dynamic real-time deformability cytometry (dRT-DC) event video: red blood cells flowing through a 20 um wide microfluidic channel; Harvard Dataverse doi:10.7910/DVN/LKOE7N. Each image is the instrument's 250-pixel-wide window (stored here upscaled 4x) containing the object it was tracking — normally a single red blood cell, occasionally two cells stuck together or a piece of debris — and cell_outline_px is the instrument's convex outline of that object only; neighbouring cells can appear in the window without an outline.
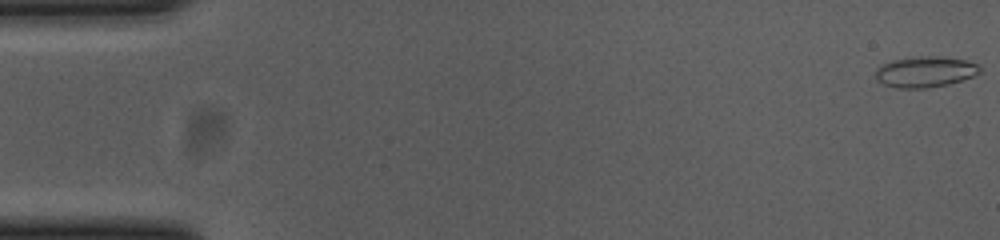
{"species": "common noctule bat (a hibernating species)", "species_latin": "Nyctalus noctula", "temperature_condition": "cold", "stored_images_in_passage": 55, "camera_frame_rate_fps": 3000, "um_per_image_px": 0.085, "animal": {"sex": "female", "body_mass_g": 23.0, "forearm_length_mm": 53.4}, "frame": {"image": 1, "passage_image": 1, "time_ms": 0.0, "image_size_px": [1000, 240], "cell_outline_px": [[980, 72], [972, 76], [948, 84], [928, 88], [896, 88], [884, 84], [876, 80], [876, 68], [892, 60], [920, 56], [936, 56], [964, 60], [980, 64]], "centroid_in_image_um": [78.63, 6.11], "position_along_channel_um": 6.4, "area_um2": 18.61}}
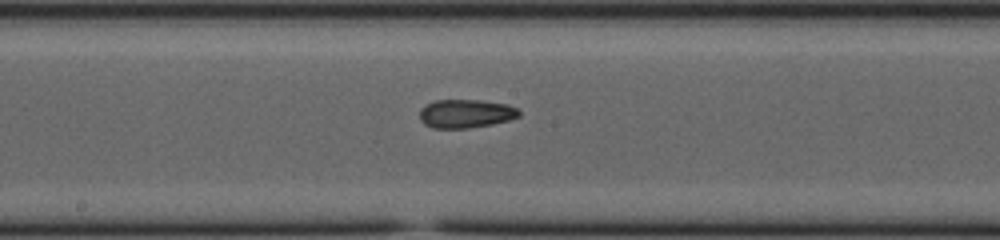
{"frame": {"image": 2, "passage_image": 29, "time_ms": 9.333, "image_size_px": [1000, 240], "cell_outline_px": [[520, 116], [508, 120], [492, 124], [468, 128], [432, 128], [424, 124], [420, 120], [420, 108], [424, 104], [436, 100], [480, 100], [508, 104], [516, 108], [520, 112]], "centroid_in_image_um": [39.56, 9.65], "position_along_channel_um": 208.6, "area_um2": 16.65}}
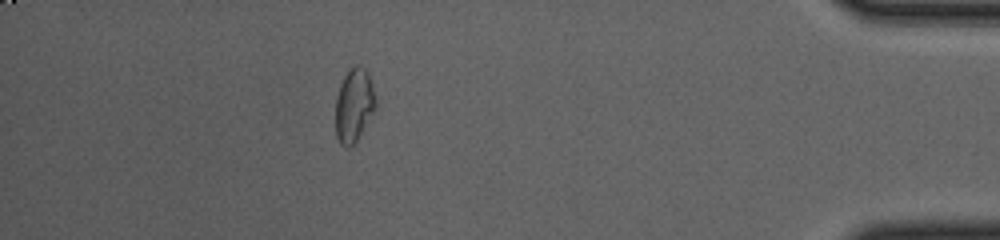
{"frame": {"image": 3, "passage_image": 49, "time_ms": 16.0, "image_size_px": [1000, 240], "cell_outline_px": [[376, 108], [356, 140], [348, 148], [340, 144], [336, 136], [336, 96], [340, 84], [348, 68], [352, 64], [360, 64], [368, 72], [376, 96]], "centroid_in_image_um": [30.09, 8.88], "position_along_channel_um": 405.1, "area_um2": 17.34}, "authors_computed_cell_mechanics": {"area_um2": 17.1088, "velocity_mm_per_s": 3.7272, "shape_relaxation_time_tau1_ms": null, "shape_relaxation_time_tau2_ms": 2.8723, "deformation_change_tau1": null, "deformation_change_tau2": 0.0918}}